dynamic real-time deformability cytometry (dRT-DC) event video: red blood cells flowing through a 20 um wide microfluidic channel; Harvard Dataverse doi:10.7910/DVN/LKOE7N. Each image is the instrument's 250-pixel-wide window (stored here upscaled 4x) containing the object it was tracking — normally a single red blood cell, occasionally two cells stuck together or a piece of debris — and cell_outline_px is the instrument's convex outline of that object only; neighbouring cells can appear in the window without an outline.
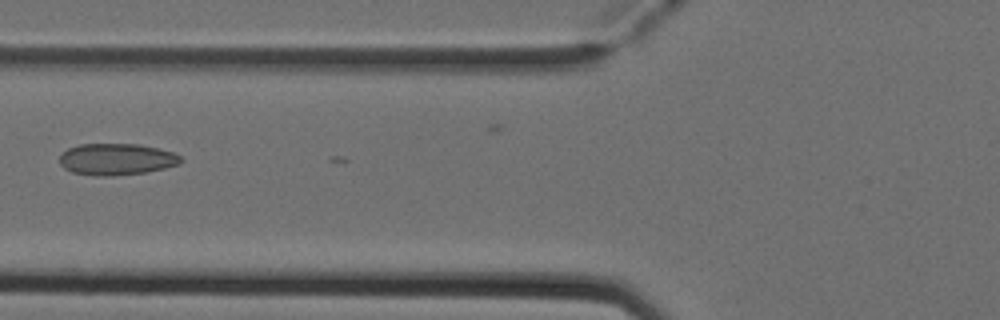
{"species": "Egyptian fruit bat (a non-hibernating species)", "species_latin": "Rousettus aegyptiacus", "temperature_condition": "cold", "stored_images_in_passage": 6, "camera_frame_rate_fps": 3000, "um_per_image_px": 0.085, "animal": {"sex": "female"}, "frame": {"image": 1, "passage_image": 5, "time_ms": 1.333, "image_size_px": [1000, 320], "cell_outline_px": [[184, 160], [180, 164], [164, 168], [144, 172], [112, 176], [92, 176], [72, 172], [64, 168], [60, 164], [60, 156], [68, 148], [80, 144], [136, 144], [156, 148], [172, 152], [180, 156]], "centroid_in_image_um": [9.89, 13.54], "position_along_channel_um": 115.9, "area_um2": 22.25}}